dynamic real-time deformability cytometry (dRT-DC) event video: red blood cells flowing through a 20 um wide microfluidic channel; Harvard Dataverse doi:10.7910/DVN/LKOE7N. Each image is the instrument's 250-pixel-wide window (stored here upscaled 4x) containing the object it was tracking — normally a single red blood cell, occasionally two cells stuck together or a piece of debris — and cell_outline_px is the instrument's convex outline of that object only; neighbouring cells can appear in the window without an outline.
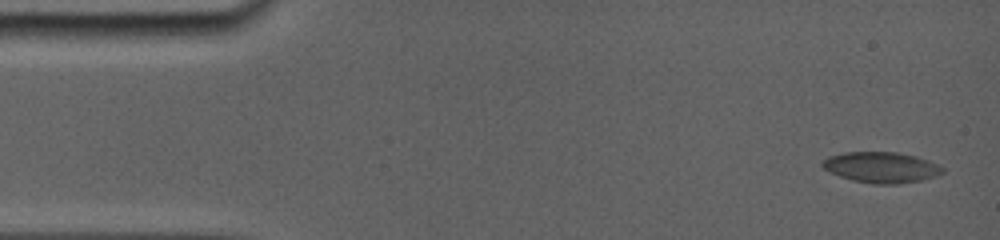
{"species": "common noctule bat (a hibernating species)", "species_latin": "Nyctalus noctula", "temperature_condition": "room temperature", "stored_images_in_passage": 7, "camera_frame_rate_fps": 5000, "um_per_image_px": 0.085, "animal": {"sex": "female", "body_mass_g": 19.0, "forearm_length_mm": 56.7}, "frame": {"image": 1, "passage_image": 1, "time_ms": 0.0, "image_size_px": [1000, 240], "cell_outline_px": [[944, 172], [932, 176], [916, 180], [892, 184], [880, 184], [856, 180], [840, 176], [824, 168], [824, 160], [832, 156], [852, 152], [888, 152], [908, 156], [932, 164], [940, 168]], "centroid_in_image_um": [74.82, 14.23], "position_along_channel_um": 10.2, "area_um2": 19.77}}
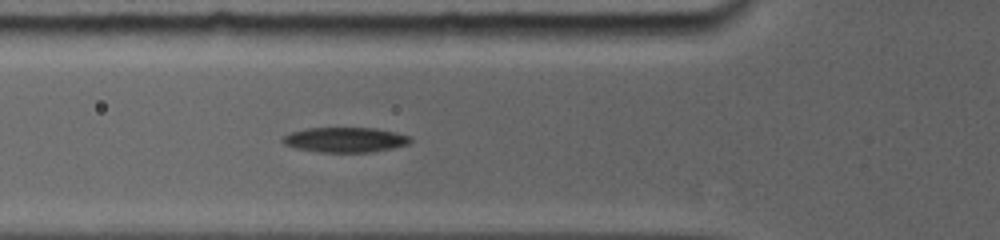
{"frame": {"image": 2, "passage_image": 6, "time_ms": 5.2, "image_size_px": [1000, 240], "cell_outline_px": [[412, 140], [408, 144], [392, 148], [368, 152], [320, 152], [296, 148], [284, 144], [284, 136], [292, 132], [308, 128], [372, 128], [392, 132], [408, 136]], "centroid_in_image_um": [29.33, 11.88], "position_along_channel_um": 96.5, "area_um2": 18.15}}
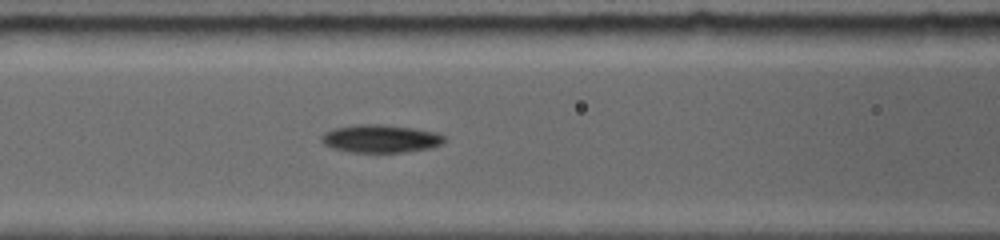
{"frame": {"image": 3, "passage_image": 7, "time_ms": 6.2, "image_size_px": [1000, 240], "cell_outline_px": [[444, 140], [440, 144], [428, 148], [400, 152], [352, 152], [336, 148], [328, 144], [324, 140], [324, 136], [328, 132], [336, 128], [408, 128], [432, 132], [444, 136]], "centroid_in_image_um": [32.45, 11.86], "position_along_channel_um": 134.1, "area_um2": 17.57}}